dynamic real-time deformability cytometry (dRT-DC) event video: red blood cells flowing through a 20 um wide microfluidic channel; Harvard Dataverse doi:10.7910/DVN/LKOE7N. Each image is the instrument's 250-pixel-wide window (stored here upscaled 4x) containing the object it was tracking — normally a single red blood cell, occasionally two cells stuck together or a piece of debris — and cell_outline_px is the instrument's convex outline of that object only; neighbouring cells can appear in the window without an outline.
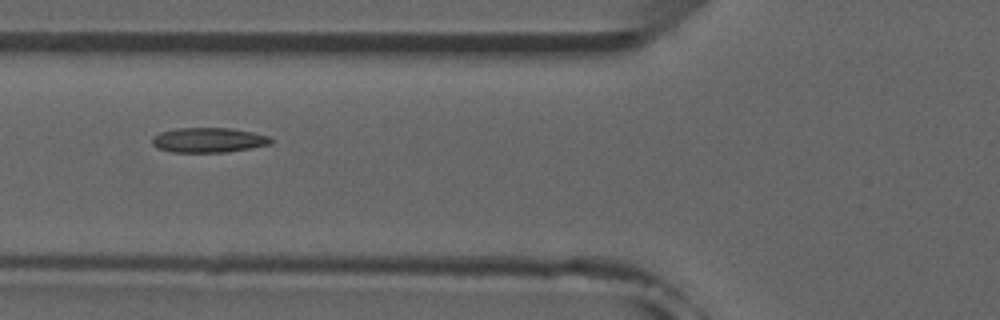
{"species": "common noctule bat (a hibernating species)", "species_latin": "Nyctalus noctula", "temperature_condition": "room temperature", "stored_images_in_passage": 35, "camera_frame_rate_fps": 3000, "um_per_image_px": 0.085, "animal": {"sex": "male", "forearm_length_mm": 52.5}, "frame": {"image": 1, "passage_image": 20, "time_ms": 6.333, "image_size_px": [1000, 320], "cell_outline_px": [[272, 144], [224, 152], [172, 152], [156, 148], [152, 144], [152, 136], [160, 132], [176, 128], [232, 128], [252, 132], [268, 136], [272, 140]], "centroid_in_image_um": [17.68, 11.9], "position_along_channel_um": 108.1, "area_um2": 17.17}}